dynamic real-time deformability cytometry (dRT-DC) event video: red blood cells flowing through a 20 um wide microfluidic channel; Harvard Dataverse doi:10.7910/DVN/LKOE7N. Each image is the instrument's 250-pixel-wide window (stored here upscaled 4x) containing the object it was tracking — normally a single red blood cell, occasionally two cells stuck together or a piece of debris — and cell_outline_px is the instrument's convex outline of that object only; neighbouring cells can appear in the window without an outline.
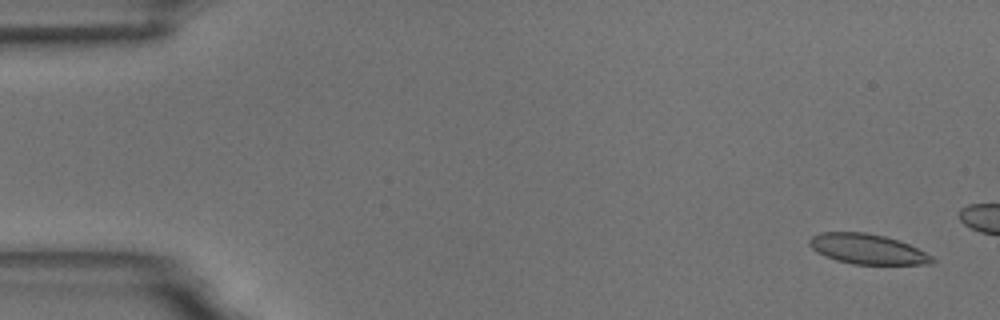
{"species": "common noctule bat (a hibernating species)", "species_latin": "Nyctalus noctula", "temperature_condition": "room temperature", "stored_images_in_passage": 14, "camera_frame_rate_fps": 3000, "um_per_image_px": 0.085, "animal": {"sex": "male", "body_mass_g": 18.8}, "frame": {"image": 1, "passage_image": 3, "time_ms": 0.667, "image_size_px": [1000, 320], "cell_outline_px": [[936, 264], [852, 264], [836, 260], [824, 256], [816, 252], [808, 244], [808, 240], [812, 236], [820, 232], [864, 232], [884, 236], [908, 244], [932, 256], [936, 260]], "centroid_in_image_um": [73.7, 21.17], "position_along_channel_um": 11.3, "area_um2": 21.5}}